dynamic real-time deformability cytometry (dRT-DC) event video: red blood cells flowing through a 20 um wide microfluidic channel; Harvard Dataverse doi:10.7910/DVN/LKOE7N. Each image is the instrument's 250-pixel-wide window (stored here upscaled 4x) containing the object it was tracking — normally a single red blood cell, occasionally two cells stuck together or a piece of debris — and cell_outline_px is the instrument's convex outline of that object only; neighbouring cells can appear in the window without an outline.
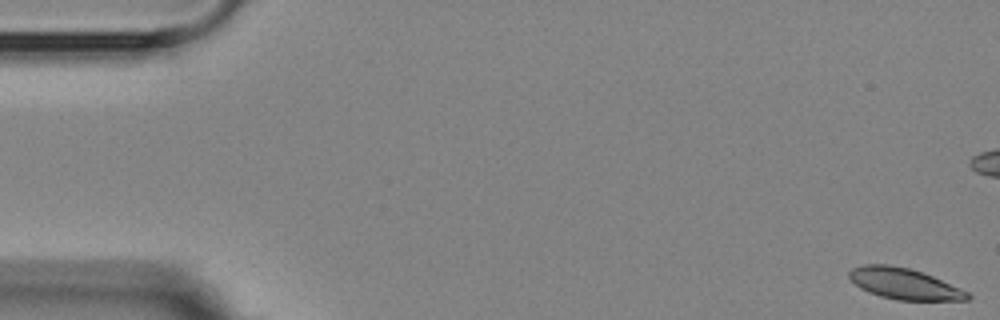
{"species": "Egyptian fruit bat (a non-hibernating species)", "species_latin": "Rousettus aegyptiacus", "temperature_condition": "room temperature", "stored_images_in_passage": 15, "camera_frame_rate_fps": 3000, "um_per_image_px": 0.085, "animal": {"sex": "female"}, "frame": {"image": 1, "passage_image": 1, "time_ms": 0.0, "image_size_px": [1000, 320], "cell_outline_px": [[972, 296], [968, 300], [896, 300], [880, 296], [868, 292], [860, 288], [848, 276], [848, 272], [852, 268], [864, 264], [888, 264], [908, 268], [932, 276], [960, 288], [968, 292]], "centroid_in_image_um": [76.84, 24.12], "position_along_channel_um": 8.2, "area_um2": 21.27}}
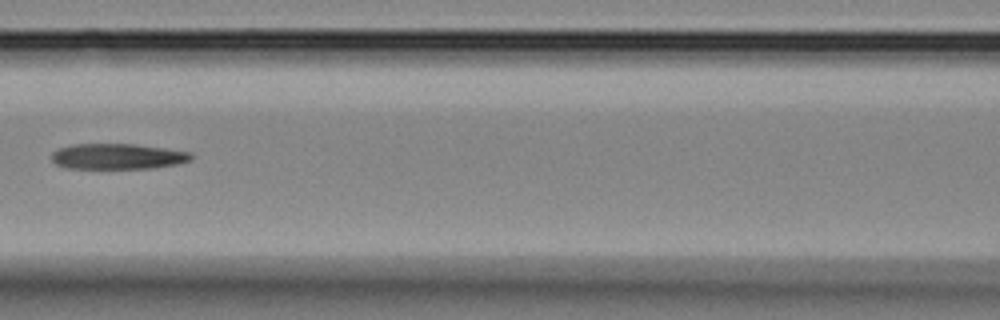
{"frame": {"image": 2, "passage_image": 7, "time_ms": 10.333, "image_size_px": [1000, 320], "cell_outline_px": [[192, 160], [176, 164], [152, 168], [64, 168], [56, 164], [52, 160], [52, 152], [56, 148], [72, 144], [132, 144], [164, 148], [192, 152]], "centroid_in_image_um": [9.97, 13.29], "position_along_channel_um": 156.6, "area_um2": 20.87}}
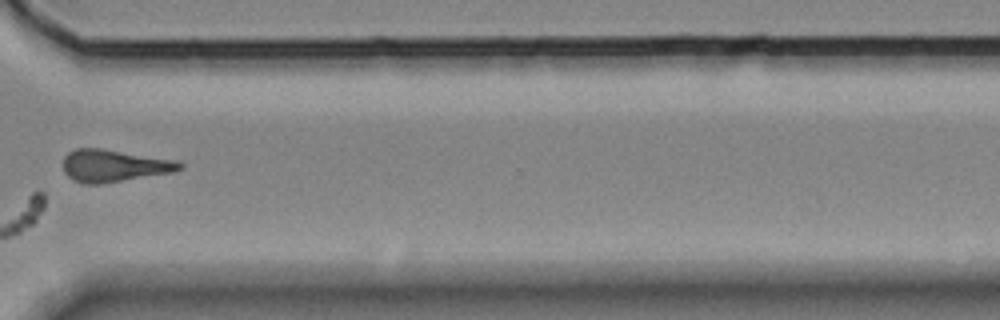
{"frame": {"image": 3, "passage_image": 12, "time_ms": 16.0, "image_size_px": [1000, 320], "cell_outline_px": [[184, 168], [176, 172], [100, 184], [84, 184], [72, 180], [64, 172], [64, 156], [68, 152], [76, 148], [100, 148], [180, 160], [184, 164]], "centroid_in_image_um": [9.75, 14.08], "position_along_channel_um": 360.9, "area_um2": 22.31}, "authors_computed_cell_mechanics": {"area_um2": 21.2704, "velocity_mm_per_s": 3.6186, "shape_relaxation_time_tau1_ms": 4.0073, "shape_relaxation_time_tau2_ms": null, "deformation_change_tau1": 0.1996, "deformation_change_tau2": null}}